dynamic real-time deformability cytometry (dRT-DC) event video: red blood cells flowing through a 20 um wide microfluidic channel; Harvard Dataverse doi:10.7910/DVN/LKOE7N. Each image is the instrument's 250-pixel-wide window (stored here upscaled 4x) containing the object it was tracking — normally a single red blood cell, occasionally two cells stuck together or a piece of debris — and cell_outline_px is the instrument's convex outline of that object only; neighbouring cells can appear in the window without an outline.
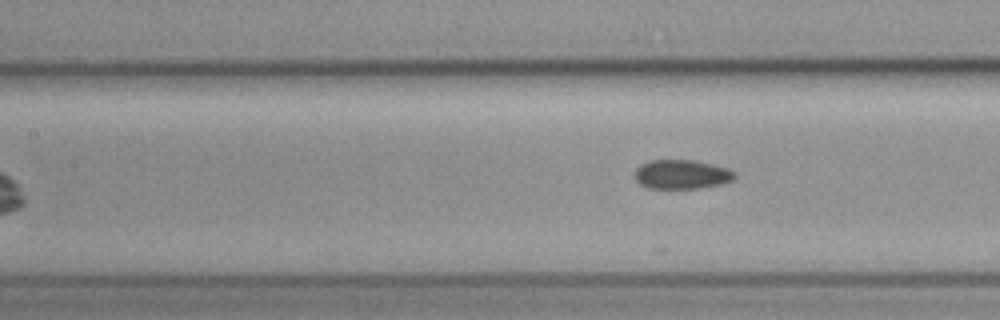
{"species": "common noctule bat (a hibernating species)", "species_latin": "Nyctalus noctula", "temperature_condition": "cold", "stored_images_in_passage": 7, "camera_frame_rate_fps": 3000, "um_per_image_px": 0.085, "animal": {"sex": "female", "body_mass_g": 19.3, "forearm_length_mm": 54.1}, "frame": {"image": 1, "passage_image": 7, "time_ms": 8.0, "image_size_px": [1000, 320], "cell_outline_px": [[736, 176], [732, 180], [720, 184], [700, 188], [648, 188], [640, 184], [632, 176], [636, 168], [640, 164], [648, 160], [692, 160], [712, 164], [728, 168], [736, 172]], "centroid_in_image_um": [57.91, 14.81], "position_along_channel_um": 149.5, "area_um2": 17.17}}